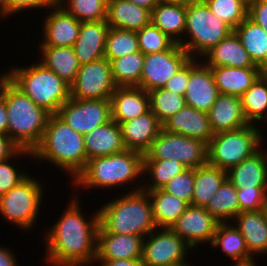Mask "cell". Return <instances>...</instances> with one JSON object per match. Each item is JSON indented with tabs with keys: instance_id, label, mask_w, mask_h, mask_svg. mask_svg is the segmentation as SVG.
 Segmentation results:
<instances>
[{
	"instance_id": "obj_21",
	"label": "cell",
	"mask_w": 267,
	"mask_h": 266,
	"mask_svg": "<svg viewBox=\"0 0 267 266\" xmlns=\"http://www.w3.org/2000/svg\"><path fill=\"white\" fill-rule=\"evenodd\" d=\"M213 134L238 130L249 125L243 111L241 98L219 94L208 112Z\"/></svg>"
},
{
	"instance_id": "obj_46",
	"label": "cell",
	"mask_w": 267,
	"mask_h": 266,
	"mask_svg": "<svg viewBox=\"0 0 267 266\" xmlns=\"http://www.w3.org/2000/svg\"><path fill=\"white\" fill-rule=\"evenodd\" d=\"M240 212L256 211L267 208V187H253V189H237Z\"/></svg>"
},
{
	"instance_id": "obj_7",
	"label": "cell",
	"mask_w": 267,
	"mask_h": 266,
	"mask_svg": "<svg viewBox=\"0 0 267 266\" xmlns=\"http://www.w3.org/2000/svg\"><path fill=\"white\" fill-rule=\"evenodd\" d=\"M232 31L233 29L220 20L203 0H196L186 6V39L179 45L191 58L200 59Z\"/></svg>"
},
{
	"instance_id": "obj_30",
	"label": "cell",
	"mask_w": 267,
	"mask_h": 266,
	"mask_svg": "<svg viewBox=\"0 0 267 266\" xmlns=\"http://www.w3.org/2000/svg\"><path fill=\"white\" fill-rule=\"evenodd\" d=\"M39 49L42 56L39 62L71 86L80 69L73 47L39 46Z\"/></svg>"
},
{
	"instance_id": "obj_60",
	"label": "cell",
	"mask_w": 267,
	"mask_h": 266,
	"mask_svg": "<svg viewBox=\"0 0 267 266\" xmlns=\"http://www.w3.org/2000/svg\"><path fill=\"white\" fill-rule=\"evenodd\" d=\"M261 76L267 82V65L261 68Z\"/></svg>"
},
{
	"instance_id": "obj_40",
	"label": "cell",
	"mask_w": 267,
	"mask_h": 266,
	"mask_svg": "<svg viewBox=\"0 0 267 266\" xmlns=\"http://www.w3.org/2000/svg\"><path fill=\"white\" fill-rule=\"evenodd\" d=\"M148 95L150 110L161 124L178 113L186 105L183 95L163 88L153 89L148 92Z\"/></svg>"
},
{
	"instance_id": "obj_12",
	"label": "cell",
	"mask_w": 267,
	"mask_h": 266,
	"mask_svg": "<svg viewBox=\"0 0 267 266\" xmlns=\"http://www.w3.org/2000/svg\"><path fill=\"white\" fill-rule=\"evenodd\" d=\"M56 115L83 136L112 120L110 99L77 100L70 98Z\"/></svg>"
},
{
	"instance_id": "obj_5",
	"label": "cell",
	"mask_w": 267,
	"mask_h": 266,
	"mask_svg": "<svg viewBox=\"0 0 267 266\" xmlns=\"http://www.w3.org/2000/svg\"><path fill=\"white\" fill-rule=\"evenodd\" d=\"M4 99L8 117L7 135L21 148L33 151L40 143L49 116L12 83L6 88Z\"/></svg>"
},
{
	"instance_id": "obj_20",
	"label": "cell",
	"mask_w": 267,
	"mask_h": 266,
	"mask_svg": "<svg viewBox=\"0 0 267 266\" xmlns=\"http://www.w3.org/2000/svg\"><path fill=\"white\" fill-rule=\"evenodd\" d=\"M122 139L126 149L143 155L162 129V124L151 110L134 119L120 123Z\"/></svg>"
},
{
	"instance_id": "obj_56",
	"label": "cell",
	"mask_w": 267,
	"mask_h": 266,
	"mask_svg": "<svg viewBox=\"0 0 267 266\" xmlns=\"http://www.w3.org/2000/svg\"><path fill=\"white\" fill-rule=\"evenodd\" d=\"M132 3L148 9L152 12L153 8L159 3V0H129Z\"/></svg>"
},
{
	"instance_id": "obj_45",
	"label": "cell",
	"mask_w": 267,
	"mask_h": 266,
	"mask_svg": "<svg viewBox=\"0 0 267 266\" xmlns=\"http://www.w3.org/2000/svg\"><path fill=\"white\" fill-rule=\"evenodd\" d=\"M194 169L187 168L174 176L162 189L192 205Z\"/></svg>"
},
{
	"instance_id": "obj_31",
	"label": "cell",
	"mask_w": 267,
	"mask_h": 266,
	"mask_svg": "<svg viewBox=\"0 0 267 266\" xmlns=\"http://www.w3.org/2000/svg\"><path fill=\"white\" fill-rule=\"evenodd\" d=\"M151 22L180 44L185 39L186 6L159 2L151 12Z\"/></svg>"
},
{
	"instance_id": "obj_14",
	"label": "cell",
	"mask_w": 267,
	"mask_h": 266,
	"mask_svg": "<svg viewBox=\"0 0 267 266\" xmlns=\"http://www.w3.org/2000/svg\"><path fill=\"white\" fill-rule=\"evenodd\" d=\"M71 87V98L110 99L116 89L112 77L111 63L108 59L80 65L76 79Z\"/></svg>"
},
{
	"instance_id": "obj_32",
	"label": "cell",
	"mask_w": 267,
	"mask_h": 266,
	"mask_svg": "<svg viewBox=\"0 0 267 266\" xmlns=\"http://www.w3.org/2000/svg\"><path fill=\"white\" fill-rule=\"evenodd\" d=\"M144 191L148 192L153 218L159 228H171L189 206L186 201L165 192L162 188Z\"/></svg>"
},
{
	"instance_id": "obj_2",
	"label": "cell",
	"mask_w": 267,
	"mask_h": 266,
	"mask_svg": "<svg viewBox=\"0 0 267 266\" xmlns=\"http://www.w3.org/2000/svg\"><path fill=\"white\" fill-rule=\"evenodd\" d=\"M32 158L43 162L47 160L70 174L74 181L87 165L84 136L52 114L40 143L32 151Z\"/></svg>"
},
{
	"instance_id": "obj_39",
	"label": "cell",
	"mask_w": 267,
	"mask_h": 266,
	"mask_svg": "<svg viewBox=\"0 0 267 266\" xmlns=\"http://www.w3.org/2000/svg\"><path fill=\"white\" fill-rule=\"evenodd\" d=\"M240 98L248 123H265L262 120L267 117V82L261 75Z\"/></svg>"
},
{
	"instance_id": "obj_50",
	"label": "cell",
	"mask_w": 267,
	"mask_h": 266,
	"mask_svg": "<svg viewBox=\"0 0 267 266\" xmlns=\"http://www.w3.org/2000/svg\"><path fill=\"white\" fill-rule=\"evenodd\" d=\"M189 80V61L182 66L172 78L166 82L163 89L175 92L180 95H185Z\"/></svg>"
},
{
	"instance_id": "obj_33",
	"label": "cell",
	"mask_w": 267,
	"mask_h": 266,
	"mask_svg": "<svg viewBox=\"0 0 267 266\" xmlns=\"http://www.w3.org/2000/svg\"><path fill=\"white\" fill-rule=\"evenodd\" d=\"M226 179L225 170L208 162L195 168L192 205L205 207Z\"/></svg>"
},
{
	"instance_id": "obj_55",
	"label": "cell",
	"mask_w": 267,
	"mask_h": 266,
	"mask_svg": "<svg viewBox=\"0 0 267 266\" xmlns=\"http://www.w3.org/2000/svg\"><path fill=\"white\" fill-rule=\"evenodd\" d=\"M11 83L10 71L0 75V100L3 98L6 88Z\"/></svg>"
},
{
	"instance_id": "obj_13",
	"label": "cell",
	"mask_w": 267,
	"mask_h": 266,
	"mask_svg": "<svg viewBox=\"0 0 267 266\" xmlns=\"http://www.w3.org/2000/svg\"><path fill=\"white\" fill-rule=\"evenodd\" d=\"M190 59V55L178 43H174L168 50L144 55L138 87L147 92L163 88Z\"/></svg>"
},
{
	"instance_id": "obj_59",
	"label": "cell",
	"mask_w": 267,
	"mask_h": 266,
	"mask_svg": "<svg viewBox=\"0 0 267 266\" xmlns=\"http://www.w3.org/2000/svg\"><path fill=\"white\" fill-rule=\"evenodd\" d=\"M231 266H257L255 260L242 262V263H233Z\"/></svg>"
},
{
	"instance_id": "obj_3",
	"label": "cell",
	"mask_w": 267,
	"mask_h": 266,
	"mask_svg": "<svg viewBox=\"0 0 267 266\" xmlns=\"http://www.w3.org/2000/svg\"><path fill=\"white\" fill-rule=\"evenodd\" d=\"M136 186L98 209L99 225L106 232L145 238L157 228L148 192Z\"/></svg>"
},
{
	"instance_id": "obj_35",
	"label": "cell",
	"mask_w": 267,
	"mask_h": 266,
	"mask_svg": "<svg viewBox=\"0 0 267 266\" xmlns=\"http://www.w3.org/2000/svg\"><path fill=\"white\" fill-rule=\"evenodd\" d=\"M254 64L260 68L267 65V32L249 17L233 30Z\"/></svg>"
},
{
	"instance_id": "obj_9",
	"label": "cell",
	"mask_w": 267,
	"mask_h": 266,
	"mask_svg": "<svg viewBox=\"0 0 267 266\" xmlns=\"http://www.w3.org/2000/svg\"><path fill=\"white\" fill-rule=\"evenodd\" d=\"M42 184L29 175L0 196V214L3 219L24 231L32 229L41 208L44 192Z\"/></svg>"
},
{
	"instance_id": "obj_43",
	"label": "cell",
	"mask_w": 267,
	"mask_h": 266,
	"mask_svg": "<svg viewBox=\"0 0 267 266\" xmlns=\"http://www.w3.org/2000/svg\"><path fill=\"white\" fill-rule=\"evenodd\" d=\"M208 8L233 30L248 17V5L242 0H203Z\"/></svg>"
},
{
	"instance_id": "obj_11",
	"label": "cell",
	"mask_w": 267,
	"mask_h": 266,
	"mask_svg": "<svg viewBox=\"0 0 267 266\" xmlns=\"http://www.w3.org/2000/svg\"><path fill=\"white\" fill-rule=\"evenodd\" d=\"M192 248L171 228H159L143 239V266H192L187 251Z\"/></svg>"
},
{
	"instance_id": "obj_52",
	"label": "cell",
	"mask_w": 267,
	"mask_h": 266,
	"mask_svg": "<svg viewBox=\"0 0 267 266\" xmlns=\"http://www.w3.org/2000/svg\"><path fill=\"white\" fill-rule=\"evenodd\" d=\"M100 266H143L141 259L95 260Z\"/></svg>"
},
{
	"instance_id": "obj_6",
	"label": "cell",
	"mask_w": 267,
	"mask_h": 266,
	"mask_svg": "<svg viewBox=\"0 0 267 266\" xmlns=\"http://www.w3.org/2000/svg\"><path fill=\"white\" fill-rule=\"evenodd\" d=\"M11 83L51 115L71 98V87L40 62L11 67Z\"/></svg>"
},
{
	"instance_id": "obj_54",
	"label": "cell",
	"mask_w": 267,
	"mask_h": 266,
	"mask_svg": "<svg viewBox=\"0 0 267 266\" xmlns=\"http://www.w3.org/2000/svg\"><path fill=\"white\" fill-rule=\"evenodd\" d=\"M8 132V117L4 97L0 100V133L6 134Z\"/></svg>"
},
{
	"instance_id": "obj_24",
	"label": "cell",
	"mask_w": 267,
	"mask_h": 266,
	"mask_svg": "<svg viewBox=\"0 0 267 266\" xmlns=\"http://www.w3.org/2000/svg\"><path fill=\"white\" fill-rule=\"evenodd\" d=\"M236 221V223H235ZM234 225L243 238L249 254L254 258L267 254V208L240 212Z\"/></svg>"
},
{
	"instance_id": "obj_58",
	"label": "cell",
	"mask_w": 267,
	"mask_h": 266,
	"mask_svg": "<svg viewBox=\"0 0 267 266\" xmlns=\"http://www.w3.org/2000/svg\"><path fill=\"white\" fill-rule=\"evenodd\" d=\"M196 0H159L161 3H169V4H179L183 6H187Z\"/></svg>"
},
{
	"instance_id": "obj_22",
	"label": "cell",
	"mask_w": 267,
	"mask_h": 266,
	"mask_svg": "<svg viewBox=\"0 0 267 266\" xmlns=\"http://www.w3.org/2000/svg\"><path fill=\"white\" fill-rule=\"evenodd\" d=\"M162 129L190 138L198 139L207 145L213 137L208 113L185 105L178 113L171 116L162 124Z\"/></svg>"
},
{
	"instance_id": "obj_4",
	"label": "cell",
	"mask_w": 267,
	"mask_h": 266,
	"mask_svg": "<svg viewBox=\"0 0 267 266\" xmlns=\"http://www.w3.org/2000/svg\"><path fill=\"white\" fill-rule=\"evenodd\" d=\"M143 154L126 149L123 152L95 157L87 161L85 169L72 182L80 189H112L132 182L143 176ZM140 176V177H139Z\"/></svg>"
},
{
	"instance_id": "obj_28",
	"label": "cell",
	"mask_w": 267,
	"mask_h": 266,
	"mask_svg": "<svg viewBox=\"0 0 267 266\" xmlns=\"http://www.w3.org/2000/svg\"><path fill=\"white\" fill-rule=\"evenodd\" d=\"M106 22L116 29L137 32L151 23V11L129 0H108Z\"/></svg>"
},
{
	"instance_id": "obj_34",
	"label": "cell",
	"mask_w": 267,
	"mask_h": 266,
	"mask_svg": "<svg viewBox=\"0 0 267 266\" xmlns=\"http://www.w3.org/2000/svg\"><path fill=\"white\" fill-rule=\"evenodd\" d=\"M212 248H221L223 254L235 261L242 263L251 261L253 258L246 247L245 239L234 226L233 222L219 223L211 243Z\"/></svg>"
},
{
	"instance_id": "obj_29",
	"label": "cell",
	"mask_w": 267,
	"mask_h": 266,
	"mask_svg": "<svg viewBox=\"0 0 267 266\" xmlns=\"http://www.w3.org/2000/svg\"><path fill=\"white\" fill-rule=\"evenodd\" d=\"M220 94L241 97L261 75L260 67H211Z\"/></svg>"
},
{
	"instance_id": "obj_36",
	"label": "cell",
	"mask_w": 267,
	"mask_h": 266,
	"mask_svg": "<svg viewBox=\"0 0 267 266\" xmlns=\"http://www.w3.org/2000/svg\"><path fill=\"white\" fill-rule=\"evenodd\" d=\"M205 208L220 223L234 220L240 213L236 187L226 179Z\"/></svg>"
},
{
	"instance_id": "obj_23",
	"label": "cell",
	"mask_w": 267,
	"mask_h": 266,
	"mask_svg": "<svg viewBox=\"0 0 267 266\" xmlns=\"http://www.w3.org/2000/svg\"><path fill=\"white\" fill-rule=\"evenodd\" d=\"M112 120L118 124L150 110L148 92L138 86L116 87L110 98Z\"/></svg>"
},
{
	"instance_id": "obj_15",
	"label": "cell",
	"mask_w": 267,
	"mask_h": 266,
	"mask_svg": "<svg viewBox=\"0 0 267 266\" xmlns=\"http://www.w3.org/2000/svg\"><path fill=\"white\" fill-rule=\"evenodd\" d=\"M219 223L205 207L189 205L171 229L193 250L200 243L211 245Z\"/></svg>"
},
{
	"instance_id": "obj_8",
	"label": "cell",
	"mask_w": 267,
	"mask_h": 266,
	"mask_svg": "<svg viewBox=\"0 0 267 266\" xmlns=\"http://www.w3.org/2000/svg\"><path fill=\"white\" fill-rule=\"evenodd\" d=\"M263 137L262 130L254 124L214 134L207 145V162L227 172L262 148Z\"/></svg>"
},
{
	"instance_id": "obj_38",
	"label": "cell",
	"mask_w": 267,
	"mask_h": 266,
	"mask_svg": "<svg viewBox=\"0 0 267 266\" xmlns=\"http://www.w3.org/2000/svg\"><path fill=\"white\" fill-rule=\"evenodd\" d=\"M187 169L182 163L175 159L160 160V159H143V178L149 174L148 177L151 183L147 184L146 180L142 186V190H155L162 188L174 176L182 173ZM151 178V179H150Z\"/></svg>"
},
{
	"instance_id": "obj_47",
	"label": "cell",
	"mask_w": 267,
	"mask_h": 266,
	"mask_svg": "<svg viewBox=\"0 0 267 266\" xmlns=\"http://www.w3.org/2000/svg\"><path fill=\"white\" fill-rule=\"evenodd\" d=\"M11 159L0 162V196L5 195L11 188L18 185L29 174L16 169L10 162ZM10 163H9V162ZM26 173V174H25Z\"/></svg>"
},
{
	"instance_id": "obj_26",
	"label": "cell",
	"mask_w": 267,
	"mask_h": 266,
	"mask_svg": "<svg viewBox=\"0 0 267 266\" xmlns=\"http://www.w3.org/2000/svg\"><path fill=\"white\" fill-rule=\"evenodd\" d=\"M84 148L87 161L125 151L120 124L111 120L94 128L84 135Z\"/></svg>"
},
{
	"instance_id": "obj_16",
	"label": "cell",
	"mask_w": 267,
	"mask_h": 266,
	"mask_svg": "<svg viewBox=\"0 0 267 266\" xmlns=\"http://www.w3.org/2000/svg\"><path fill=\"white\" fill-rule=\"evenodd\" d=\"M199 58L189 60V80L185 91L186 105L208 113L220 94L211 67Z\"/></svg>"
},
{
	"instance_id": "obj_18",
	"label": "cell",
	"mask_w": 267,
	"mask_h": 266,
	"mask_svg": "<svg viewBox=\"0 0 267 266\" xmlns=\"http://www.w3.org/2000/svg\"><path fill=\"white\" fill-rule=\"evenodd\" d=\"M143 239L137 235L109 233L99 225L96 260L141 259Z\"/></svg>"
},
{
	"instance_id": "obj_17",
	"label": "cell",
	"mask_w": 267,
	"mask_h": 266,
	"mask_svg": "<svg viewBox=\"0 0 267 266\" xmlns=\"http://www.w3.org/2000/svg\"><path fill=\"white\" fill-rule=\"evenodd\" d=\"M50 9L43 18V36L39 46L73 47L79 36L81 21L57 3Z\"/></svg>"
},
{
	"instance_id": "obj_48",
	"label": "cell",
	"mask_w": 267,
	"mask_h": 266,
	"mask_svg": "<svg viewBox=\"0 0 267 266\" xmlns=\"http://www.w3.org/2000/svg\"><path fill=\"white\" fill-rule=\"evenodd\" d=\"M32 156V151L21 149L8 135L0 133V162L20 156Z\"/></svg>"
},
{
	"instance_id": "obj_27",
	"label": "cell",
	"mask_w": 267,
	"mask_h": 266,
	"mask_svg": "<svg viewBox=\"0 0 267 266\" xmlns=\"http://www.w3.org/2000/svg\"><path fill=\"white\" fill-rule=\"evenodd\" d=\"M263 148L227 171V179L236 189L267 187V150Z\"/></svg>"
},
{
	"instance_id": "obj_61",
	"label": "cell",
	"mask_w": 267,
	"mask_h": 266,
	"mask_svg": "<svg viewBox=\"0 0 267 266\" xmlns=\"http://www.w3.org/2000/svg\"><path fill=\"white\" fill-rule=\"evenodd\" d=\"M244 1L247 5H249L253 0H242Z\"/></svg>"
},
{
	"instance_id": "obj_37",
	"label": "cell",
	"mask_w": 267,
	"mask_h": 266,
	"mask_svg": "<svg viewBox=\"0 0 267 266\" xmlns=\"http://www.w3.org/2000/svg\"><path fill=\"white\" fill-rule=\"evenodd\" d=\"M144 54L141 51L124 55L110 61L112 77L117 87L139 86Z\"/></svg>"
},
{
	"instance_id": "obj_25",
	"label": "cell",
	"mask_w": 267,
	"mask_h": 266,
	"mask_svg": "<svg viewBox=\"0 0 267 266\" xmlns=\"http://www.w3.org/2000/svg\"><path fill=\"white\" fill-rule=\"evenodd\" d=\"M200 60L210 67H258L234 31L206 52Z\"/></svg>"
},
{
	"instance_id": "obj_42",
	"label": "cell",
	"mask_w": 267,
	"mask_h": 266,
	"mask_svg": "<svg viewBox=\"0 0 267 266\" xmlns=\"http://www.w3.org/2000/svg\"><path fill=\"white\" fill-rule=\"evenodd\" d=\"M57 4L81 22L107 17L108 0H57Z\"/></svg>"
},
{
	"instance_id": "obj_1",
	"label": "cell",
	"mask_w": 267,
	"mask_h": 266,
	"mask_svg": "<svg viewBox=\"0 0 267 266\" xmlns=\"http://www.w3.org/2000/svg\"><path fill=\"white\" fill-rule=\"evenodd\" d=\"M71 199L59 221L43 232L45 261L51 266H93L97 255L98 210L87 220L78 196Z\"/></svg>"
},
{
	"instance_id": "obj_41",
	"label": "cell",
	"mask_w": 267,
	"mask_h": 266,
	"mask_svg": "<svg viewBox=\"0 0 267 266\" xmlns=\"http://www.w3.org/2000/svg\"><path fill=\"white\" fill-rule=\"evenodd\" d=\"M140 51L135 31L110 27L106 36L105 58L109 61Z\"/></svg>"
},
{
	"instance_id": "obj_10",
	"label": "cell",
	"mask_w": 267,
	"mask_h": 266,
	"mask_svg": "<svg viewBox=\"0 0 267 266\" xmlns=\"http://www.w3.org/2000/svg\"><path fill=\"white\" fill-rule=\"evenodd\" d=\"M143 159H175L187 168L195 169L207 163V144L161 129Z\"/></svg>"
},
{
	"instance_id": "obj_57",
	"label": "cell",
	"mask_w": 267,
	"mask_h": 266,
	"mask_svg": "<svg viewBox=\"0 0 267 266\" xmlns=\"http://www.w3.org/2000/svg\"><path fill=\"white\" fill-rule=\"evenodd\" d=\"M0 16L1 18H3V20L6 19L4 17L8 18L12 16L10 12L8 11V7H7L5 0H0Z\"/></svg>"
},
{
	"instance_id": "obj_19",
	"label": "cell",
	"mask_w": 267,
	"mask_h": 266,
	"mask_svg": "<svg viewBox=\"0 0 267 266\" xmlns=\"http://www.w3.org/2000/svg\"><path fill=\"white\" fill-rule=\"evenodd\" d=\"M109 28L106 20L81 22L79 36L73 45L80 65L105 58V43Z\"/></svg>"
},
{
	"instance_id": "obj_53",
	"label": "cell",
	"mask_w": 267,
	"mask_h": 266,
	"mask_svg": "<svg viewBox=\"0 0 267 266\" xmlns=\"http://www.w3.org/2000/svg\"><path fill=\"white\" fill-rule=\"evenodd\" d=\"M14 254L9 247H0V266H20Z\"/></svg>"
},
{
	"instance_id": "obj_44",
	"label": "cell",
	"mask_w": 267,
	"mask_h": 266,
	"mask_svg": "<svg viewBox=\"0 0 267 266\" xmlns=\"http://www.w3.org/2000/svg\"><path fill=\"white\" fill-rule=\"evenodd\" d=\"M136 34L139 49L144 55L168 50L175 43L152 22Z\"/></svg>"
},
{
	"instance_id": "obj_49",
	"label": "cell",
	"mask_w": 267,
	"mask_h": 266,
	"mask_svg": "<svg viewBox=\"0 0 267 266\" xmlns=\"http://www.w3.org/2000/svg\"><path fill=\"white\" fill-rule=\"evenodd\" d=\"M5 2L7 4L8 11L11 15H13L14 13H20V11H24L26 9H50L57 3V0H5Z\"/></svg>"
},
{
	"instance_id": "obj_51",
	"label": "cell",
	"mask_w": 267,
	"mask_h": 266,
	"mask_svg": "<svg viewBox=\"0 0 267 266\" xmlns=\"http://www.w3.org/2000/svg\"><path fill=\"white\" fill-rule=\"evenodd\" d=\"M248 17L267 32V0H253L248 5Z\"/></svg>"
}]
</instances>
